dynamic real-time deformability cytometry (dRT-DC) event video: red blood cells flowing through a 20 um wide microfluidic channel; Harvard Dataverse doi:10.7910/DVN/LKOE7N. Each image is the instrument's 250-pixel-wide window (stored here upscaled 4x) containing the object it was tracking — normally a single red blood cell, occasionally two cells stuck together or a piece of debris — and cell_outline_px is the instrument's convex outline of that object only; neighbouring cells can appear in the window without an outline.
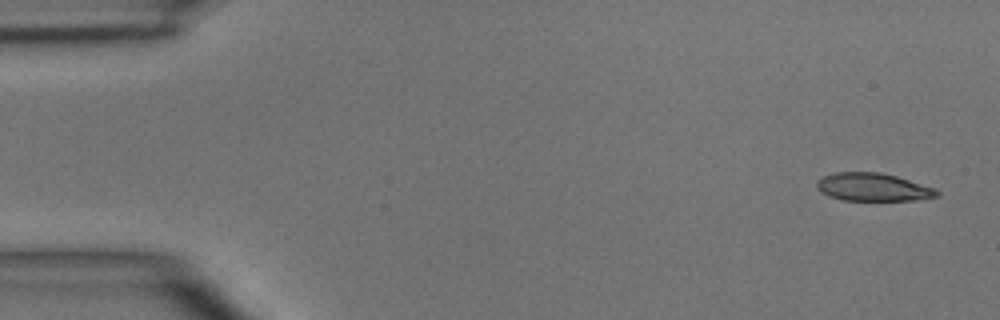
{"species": "common noctule bat (a hibernating species)", "species_latin": "Nyctalus noctula", "temperature_condition": "room temperature", "stored_images_in_passage": 5, "camera_frame_rate_fps": 3000, "um_per_image_px": 0.085, "animal": {"sex": "male", "body_mass_g": 15.6}, "frame": {"image": 1, "passage_image": 1, "time_ms": 0.0, "image_size_px": [1000, 320], "cell_outline_px": [[940, 196], [920, 200], [840, 200], [828, 196], [816, 188], [816, 180], [824, 176], [836, 172], [880, 172], [896, 176], [936, 188], [940, 192]], "centroid_in_image_um": [74.22, 15.91], "position_along_channel_um": 10.8, "area_um2": 19.77}}